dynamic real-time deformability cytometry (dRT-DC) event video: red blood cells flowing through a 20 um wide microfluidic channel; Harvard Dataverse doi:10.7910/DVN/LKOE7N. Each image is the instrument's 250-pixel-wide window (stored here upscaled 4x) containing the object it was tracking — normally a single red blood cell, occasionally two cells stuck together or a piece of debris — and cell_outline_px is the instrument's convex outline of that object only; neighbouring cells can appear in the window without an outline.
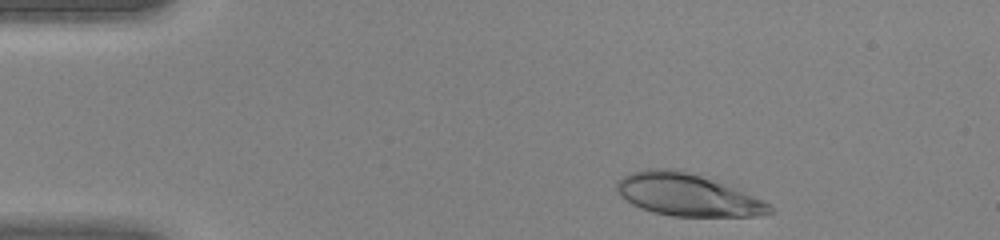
{"species": "human", "species_latin": "Homo sapiens", "temperature_condition": "warm", "stored_images_in_passage": 40, "camera_frame_rate_fps": 3000, "um_per_image_px": 0.085, "donor": {"sex": "female"}, "frame": {"image": 1, "passage_image": 2, "time_ms": 0.333, "image_size_px": [1000, 240], "cell_outline_px": [[776, 212], [756, 216], [672, 216], [652, 212], [640, 208], [624, 200], [616, 188], [616, 184], [624, 176], [632, 172], [648, 168], [672, 168], [712, 176], [776, 208]], "centroid_in_image_um": [58.45, 16.54], "position_along_channel_um": 26.6, "area_um2": 38.21}}
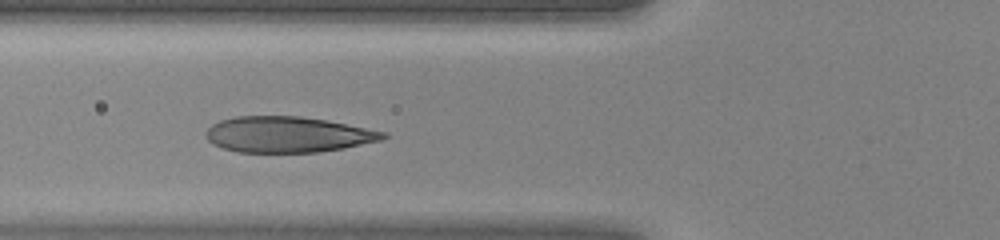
{"frame": {"image": 2, "passage_image": 12, "time_ms": 3.667, "image_size_px": [1000, 240], "cell_outline_px": [[388, 136], [380, 140], [344, 148], [320, 152], [240, 152], [224, 148], [212, 144], [204, 136], [204, 132], [212, 124], [220, 120], [236, 116], [300, 116], [328, 120], [388, 132]], "centroid_in_image_um": [24.45, 11.42], "position_along_channel_um": 101.3, "area_um2": 37.17}}
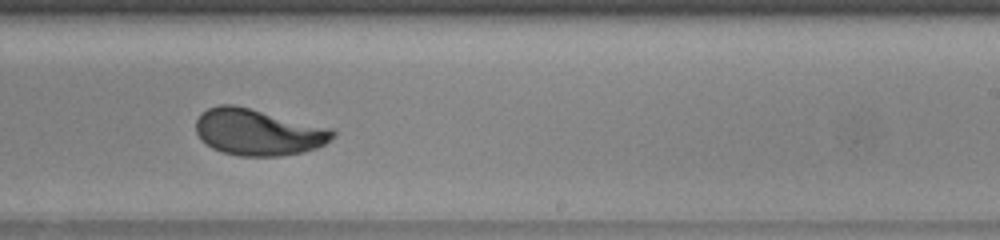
{"frame": {"image": 3, "passage_image": 23, "time_ms": 7.333, "image_size_px": [1000, 240], "cell_outline_px": [[336, 136], [324, 144], [316, 148], [304, 152], [280, 156], [240, 156], [220, 152], [212, 148], [200, 140], [196, 132], [196, 120], [208, 108], [220, 104], [232, 104], [332, 128], [336, 132]], "centroid_in_image_um": [21.94, 11.25], "position_along_channel_um": 267.1, "area_um2": 37.05}}